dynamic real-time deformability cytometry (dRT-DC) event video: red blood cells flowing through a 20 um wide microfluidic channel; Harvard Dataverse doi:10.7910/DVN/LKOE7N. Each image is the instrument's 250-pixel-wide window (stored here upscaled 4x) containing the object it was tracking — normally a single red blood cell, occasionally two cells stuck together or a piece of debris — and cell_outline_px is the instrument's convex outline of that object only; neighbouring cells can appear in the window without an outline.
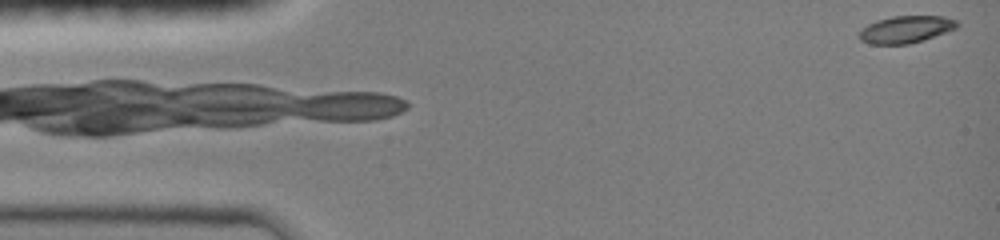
{"species": "common noctule bat (a hibernating species)", "species_latin": "Nyctalus noctula", "temperature_condition": "room temperature", "stored_images_in_passage": 3, "camera_frame_rate_fps": 3000, "um_per_image_px": 0.085, "animal": {"sex": "female", "body_mass_g": 19.0, "forearm_length_mm": 51.5}, "frame": {"image": 1, "passage_image": 3, "time_ms": 1.333, "image_size_px": [1000, 240], "cell_outline_px": [[960, 24], [956, 28], [908, 44], [868, 44], [860, 40], [860, 28], [876, 20], [892, 16], [944, 16], [956, 20]], "centroid_in_image_um": [76.95, 2.48], "position_along_channel_um": 8.0, "area_um2": 15.32}}